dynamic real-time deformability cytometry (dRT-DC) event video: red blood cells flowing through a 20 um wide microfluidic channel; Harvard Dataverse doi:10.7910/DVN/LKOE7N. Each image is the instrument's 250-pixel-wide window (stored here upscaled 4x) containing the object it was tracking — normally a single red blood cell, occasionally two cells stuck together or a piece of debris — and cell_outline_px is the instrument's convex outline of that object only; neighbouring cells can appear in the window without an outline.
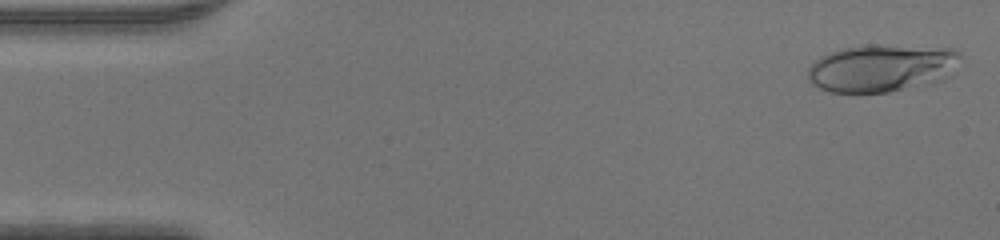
{"species": "human", "species_latin": "Homo sapiens", "temperature_condition": "warm", "stored_images_in_passage": 46, "camera_frame_rate_fps": 3000, "um_per_image_px": 0.085, "donor": {"sex": "male"}, "frame": {"image": 1, "passage_image": 1, "time_ms": 0.0, "image_size_px": [1000, 240], "cell_outline_px": [[964, 56], [944, 80], [932, 84], [888, 92], [832, 92], [820, 88], [812, 84], [808, 76], [808, 68], [820, 56], [828, 52], [840, 48], [872, 44], [952, 48], [960, 52]], "centroid_in_image_um": [74.98, 5.77], "position_along_channel_um": 10.0, "area_um2": 42.71}}
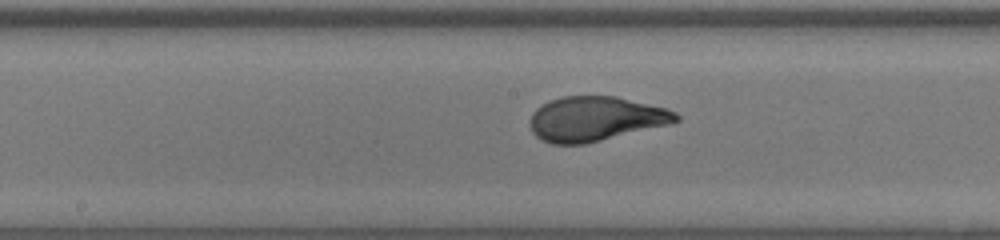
{"frame": {"image": 2, "passage_image": 23, "time_ms": 7.333, "image_size_px": [1000, 240], "cell_outline_px": [[680, 120], [672, 124], [584, 144], [552, 144], [536, 136], [532, 132], [532, 112], [536, 108], [560, 96], [616, 96], [668, 108], [676, 112], [680, 116]], "centroid_in_image_um": [50.68, 10.09], "position_along_channel_um": 197.5, "area_um2": 37.92}}
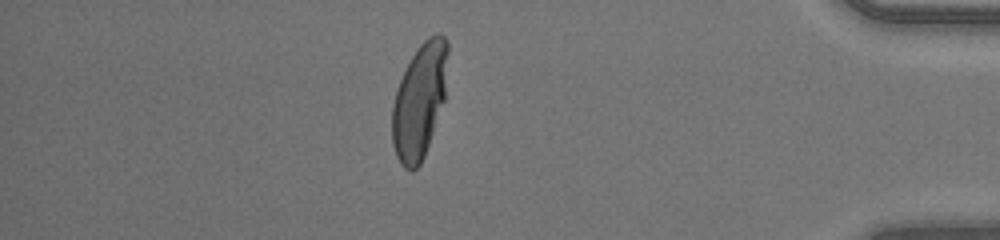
{"frame": {"image": 3, "passage_image": 40, "time_ms": 13.0, "image_size_px": [1000, 240], "cell_outline_px": [[448, 52], [444, 100], [424, 156], [420, 164], [412, 172], [404, 168], [400, 164], [396, 156], [392, 144], [392, 104], [400, 80], [416, 48], [428, 36], [436, 32], [440, 32], [448, 40]], "centroid_in_image_um": [35.65, 8.56], "position_along_channel_um": 399.5, "area_um2": 37.28}}